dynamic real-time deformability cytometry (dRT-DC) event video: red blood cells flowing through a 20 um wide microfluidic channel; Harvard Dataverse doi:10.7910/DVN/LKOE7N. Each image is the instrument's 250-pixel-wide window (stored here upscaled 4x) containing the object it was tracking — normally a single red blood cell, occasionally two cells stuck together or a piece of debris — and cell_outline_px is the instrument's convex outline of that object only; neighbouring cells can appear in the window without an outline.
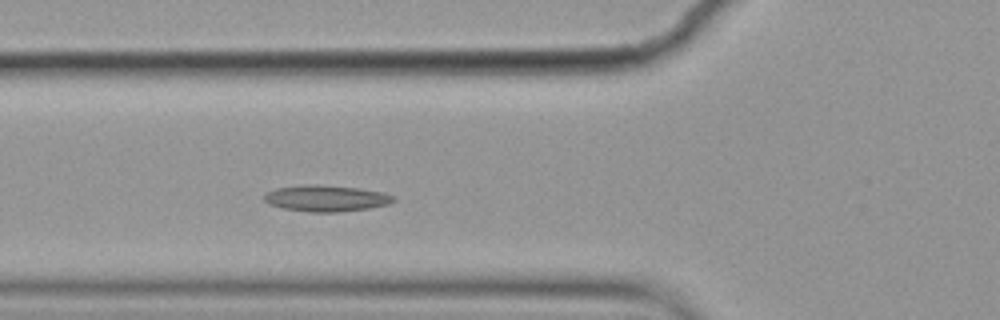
{"species": "common noctule bat (a hibernating species)", "species_latin": "Nyctalus noctula", "temperature_condition": "cold", "stored_images_in_passage": 4, "camera_frame_rate_fps": 3000, "um_per_image_px": 0.085, "animal": {"sex": "female", "body_mass_g": 19.9}, "frame": {"image": 1, "passage_image": 4, "time_ms": 1.0, "image_size_px": [1000, 320], "cell_outline_px": [[396, 200], [388, 204], [368, 208], [340, 212], [308, 212], [284, 208], [268, 204], [264, 200], [264, 196], [268, 192], [276, 188], [308, 184], [316, 184], [360, 188], [384, 192], [396, 196]], "centroid_in_image_um": [27.76, 16.85], "position_along_channel_um": 98.0, "area_um2": 19.88}}